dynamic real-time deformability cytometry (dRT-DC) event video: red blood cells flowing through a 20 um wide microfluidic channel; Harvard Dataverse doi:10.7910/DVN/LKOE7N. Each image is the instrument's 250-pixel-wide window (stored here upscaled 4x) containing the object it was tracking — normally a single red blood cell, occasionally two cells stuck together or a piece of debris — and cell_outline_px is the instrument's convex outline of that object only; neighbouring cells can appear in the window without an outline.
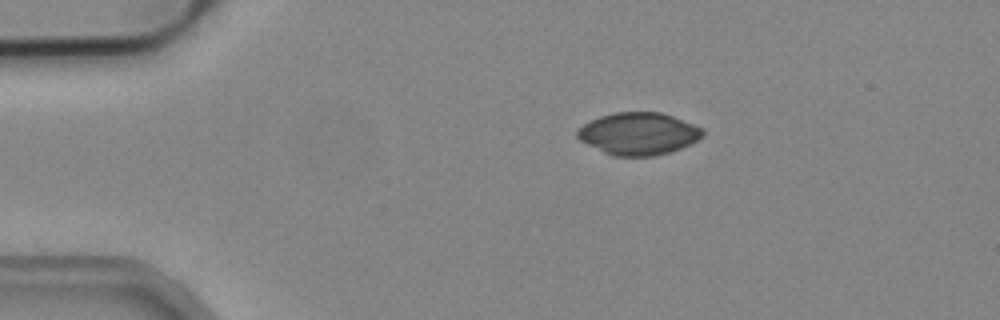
{"species": "common noctule bat (a hibernating species)", "species_latin": "Nyctalus noctula", "temperature_condition": "cold", "stored_images_in_passage": 6, "segment_of_instrument_passage": [2, 2], "camera_frame_rate_fps": 3000, "um_per_image_px": 0.085, "animal": {"sex": "male", "body_mass_g": 19.2, "forearm_length_mm": 51.8}, "frame": {"image": 1, "passage_image": 6, "time_ms": 1.667, "image_size_px": [1000, 320], "cell_outline_px": [[704, 136], [680, 148], [668, 152], [652, 156], [612, 156], [580, 140], [576, 136], [576, 132], [584, 124], [600, 116], [612, 112], [660, 112], [672, 116], [704, 128]], "centroid_in_image_um": [54.27, 11.35], "position_along_channel_um": 30.7, "area_um2": 30.63}}